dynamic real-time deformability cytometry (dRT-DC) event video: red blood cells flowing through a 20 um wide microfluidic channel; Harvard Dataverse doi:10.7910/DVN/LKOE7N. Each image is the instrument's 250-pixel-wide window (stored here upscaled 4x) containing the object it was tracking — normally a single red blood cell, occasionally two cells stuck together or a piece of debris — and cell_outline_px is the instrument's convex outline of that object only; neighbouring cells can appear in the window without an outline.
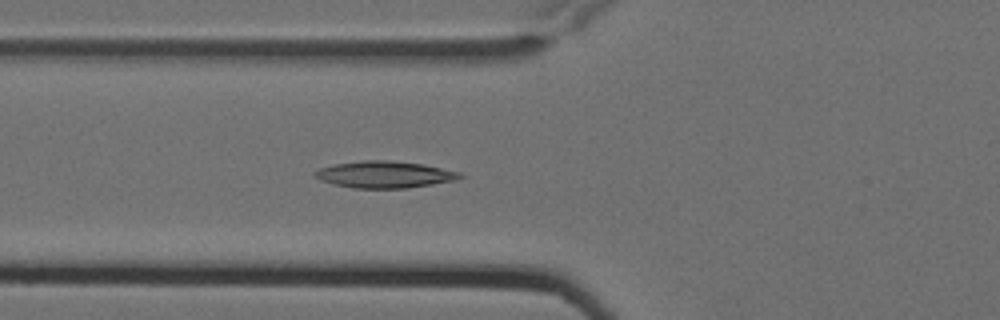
{"species": "Egyptian fruit bat (a non-hibernating species)", "species_latin": "Rousettus aegyptiacus", "temperature_condition": "cold", "stored_images_in_passage": 5, "camera_frame_rate_fps": 3000, "um_per_image_px": 0.085, "animal": {"sex": "female"}, "frame": {"image": 1, "passage_image": 5, "time_ms": 1.333, "image_size_px": [1000, 320], "cell_outline_px": [[464, 176], [456, 180], [432, 184], [404, 188], [352, 188], [332, 184], [320, 180], [312, 172], [320, 168], [336, 164], [364, 160], [392, 160], [424, 164], [460, 172]], "centroid_in_image_um": [32.69, 14.83], "position_along_channel_um": 93.1, "area_um2": 22.6}}